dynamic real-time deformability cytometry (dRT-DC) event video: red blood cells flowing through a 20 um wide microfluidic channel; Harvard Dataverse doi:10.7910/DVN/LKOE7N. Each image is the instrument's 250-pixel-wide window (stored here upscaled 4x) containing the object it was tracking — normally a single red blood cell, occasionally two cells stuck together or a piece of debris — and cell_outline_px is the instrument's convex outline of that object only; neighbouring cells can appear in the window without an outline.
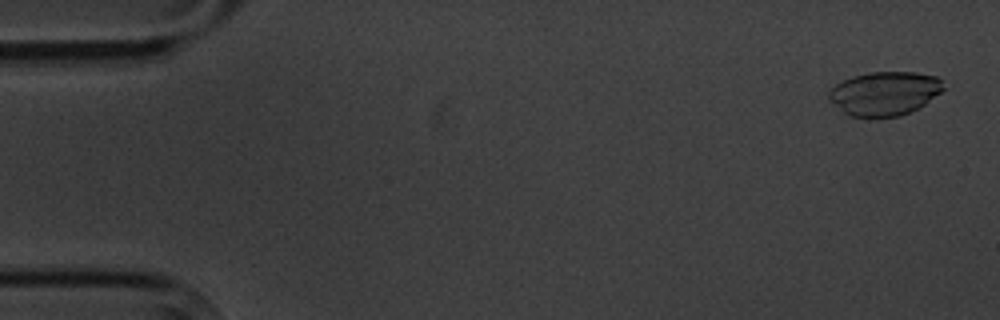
{"species": "common noctule bat (a hibernating species)", "species_latin": "Nyctalus noctula", "temperature_condition": "cold", "stored_images_in_passage": 4, "camera_frame_rate_fps": 3000, "um_per_image_px": 0.085, "animal": {"sex": "male", "body_mass_g": 20.1, "forearm_length_mm": 53.5}, "frame": {"image": 1, "passage_image": 1, "time_ms": 0.0, "image_size_px": [1000, 320], "cell_outline_px": [[944, 88], [940, 92], [924, 104], [900, 116], [868, 120], [848, 116], [828, 100], [828, 92], [836, 84], [852, 76], [868, 72], [916, 72], [936, 76], [944, 80]], "centroid_in_image_um": [75.15, 7.97], "position_along_channel_um": 9.9, "area_um2": 29.88}}